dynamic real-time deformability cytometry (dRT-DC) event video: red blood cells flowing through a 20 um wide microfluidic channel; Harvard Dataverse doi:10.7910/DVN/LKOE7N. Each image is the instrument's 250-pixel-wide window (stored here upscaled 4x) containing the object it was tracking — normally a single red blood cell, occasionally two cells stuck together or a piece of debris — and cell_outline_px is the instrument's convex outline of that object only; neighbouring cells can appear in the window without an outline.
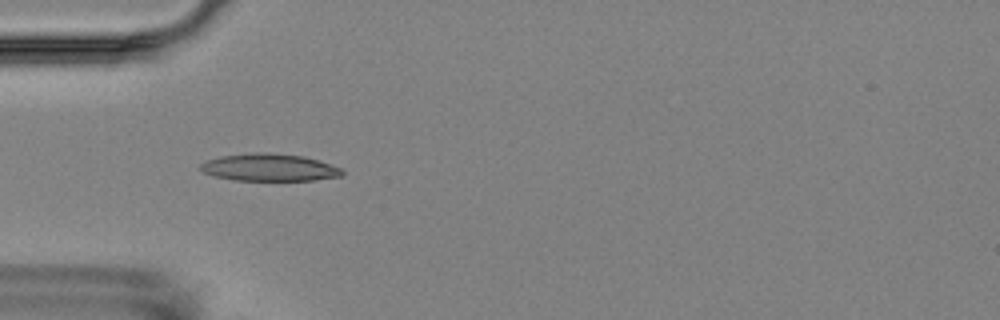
{"species": "Egyptian fruit bat (a non-hibernating species)", "species_latin": "Rousettus aegyptiacus", "temperature_condition": "room temperature", "stored_images_in_passage": 7, "camera_frame_rate_fps": 3000, "um_per_image_px": 0.085, "animal": {"sex": "female"}, "frame": {"image": 1, "passage_image": 6, "time_ms": 6.667, "image_size_px": [1000, 320], "cell_outline_px": [[344, 176], [316, 180], [232, 180], [216, 176], [204, 172], [200, 168], [200, 164], [208, 160], [220, 156], [252, 152], [268, 152], [304, 156], [340, 168], [344, 172]], "centroid_in_image_um": [22.9, 14.23], "position_along_channel_um": 62.1, "area_um2": 22.48}}